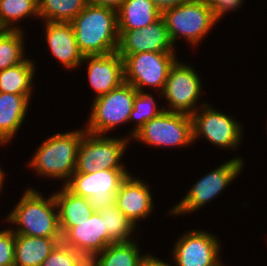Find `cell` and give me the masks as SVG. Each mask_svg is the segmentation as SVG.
<instances>
[{"mask_svg": "<svg viewBox=\"0 0 267 266\" xmlns=\"http://www.w3.org/2000/svg\"><path fill=\"white\" fill-rule=\"evenodd\" d=\"M71 23L79 50L84 56L117 51L119 32L115 10L87 4Z\"/></svg>", "mask_w": 267, "mask_h": 266, "instance_id": "6da1fadb", "label": "cell"}, {"mask_svg": "<svg viewBox=\"0 0 267 266\" xmlns=\"http://www.w3.org/2000/svg\"><path fill=\"white\" fill-rule=\"evenodd\" d=\"M7 221L18 225L17 230H13L15 234L62 238L54 195L45 199L38 191L26 190Z\"/></svg>", "mask_w": 267, "mask_h": 266, "instance_id": "7a4b0ae2", "label": "cell"}, {"mask_svg": "<svg viewBox=\"0 0 267 266\" xmlns=\"http://www.w3.org/2000/svg\"><path fill=\"white\" fill-rule=\"evenodd\" d=\"M86 129L57 133L45 140L29 162L39 175L71 179L77 163V152ZM68 178V179H67Z\"/></svg>", "mask_w": 267, "mask_h": 266, "instance_id": "3957f363", "label": "cell"}, {"mask_svg": "<svg viewBox=\"0 0 267 266\" xmlns=\"http://www.w3.org/2000/svg\"><path fill=\"white\" fill-rule=\"evenodd\" d=\"M162 17L173 44L179 35L193 45L198 44L217 23L211 6L199 0H189L166 9Z\"/></svg>", "mask_w": 267, "mask_h": 266, "instance_id": "277c9868", "label": "cell"}, {"mask_svg": "<svg viewBox=\"0 0 267 266\" xmlns=\"http://www.w3.org/2000/svg\"><path fill=\"white\" fill-rule=\"evenodd\" d=\"M124 62V81L141 92L145 86L160 88L165 86L169 71L176 61L174 52H140L119 54Z\"/></svg>", "mask_w": 267, "mask_h": 266, "instance_id": "5b68a950", "label": "cell"}, {"mask_svg": "<svg viewBox=\"0 0 267 266\" xmlns=\"http://www.w3.org/2000/svg\"><path fill=\"white\" fill-rule=\"evenodd\" d=\"M137 90L123 82L109 93L94 98L86 132L103 135L117 125L129 122Z\"/></svg>", "mask_w": 267, "mask_h": 266, "instance_id": "8992f818", "label": "cell"}, {"mask_svg": "<svg viewBox=\"0 0 267 266\" xmlns=\"http://www.w3.org/2000/svg\"><path fill=\"white\" fill-rule=\"evenodd\" d=\"M129 138L105 137L86 132L79 144L75 172L92 173L96 170L125 169L120 160Z\"/></svg>", "mask_w": 267, "mask_h": 266, "instance_id": "52a82bcc", "label": "cell"}, {"mask_svg": "<svg viewBox=\"0 0 267 266\" xmlns=\"http://www.w3.org/2000/svg\"><path fill=\"white\" fill-rule=\"evenodd\" d=\"M152 146H188L193 143L192 117L164 111L147 121L133 136Z\"/></svg>", "mask_w": 267, "mask_h": 266, "instance_id": "ba28073f", "label": "cell"}, {"mask_svg": "<svg viewBox=\"0 0 267 266\" xmlns=\"http://www.w3.org/2000/svg\"><path fill=\"white\" fill-rule=\"evenodd\" d=\"M241 157L228 160L197 181L184 198L169 211L173 215L192 213L221 193L243 168Z\"/></svg>", "mask_w": 267, "mask_h": 266, "instance_id": "9c48e42d", "label": "cell"}, {"mask_svg": "<svg viewBox=\"0 0 267 266\" xmlns=\"http://www.w3.org/2000/svg\"><path fill=\"white\" fill-rule=\"evenodd\" d=\"M202 86L200 77L195 70L178 60L172 65L165 82L162 95L169 102L165 111L193 115L198 97L201 96ZM196 108V109H195Z\"/></svg>", "mask_w": 267, "mask_h": 266, "instance_id": "30bf717a", "label": "cell"}, {"mask_svg": "<svg viewBox=\"0 0 267 266\" xmlns=\"http://www.w3.org/2000/svg\"><path fill=\"white\" fill-rule=\"evenodd\" d=\"M203 107L191 116L193 142L201 135L219 148L236 149L243 134L240 123L207 104Z\"/></svg>", "mask_w": 267, "mask_h": 266, "instance_id": "8fae6325", "label": "cell"}, {"mask_svg": "<svg viewBox=\"0 0 267 266\" xmlns=\"http://www.w3.org/2000/svg\"><path fill=\"white\" fill-rule=\"evenodd\" d=\"M129 174L126 169L74 172L64 186L74 195L88 198L98 205L113 201L122 181Z\"/></svg>", "mask_w": 267, "mask_h": 266, "instance_id": "7c38bea8", "label": "cell"}, {"mask_svg": "<svg viewBox=\"0 0 267 266\" xmlns=\"http://www.w3.org/2000/svg\"><path fill=\"white\" fill-rule=\"evenodd\" d=\"M220 242L205 231L191 230L176 242L173 260L176 266H223L218 254Z\"/></svg>", "mask_w": 267, "mask_h": 266, "instance_id": "4fadbf2b", "label": "cell"}, {"mask_svg": "<svg viewBox=\"0 0 267 266\" xmlns=\"http://www.w3.org/2000/svg\"><path fill=\"white\" fill-rule=\"evenodd\" d=\"M119 54L140 52H175L165 20L161 16L149 26L119 32Z\"/></svg>", "mask_w": 267, "mask_h": 266, "instance_id": "5bb4252c", "label": "cell"}, {"mask_svg": "<svg viewBox=\"0 0 267 266\" xmlns=\"http://www.w3.org/2000/svg\"><path fill=\"white\" fill-rule=\"evenodd\" d=\"M88 61V79L96 93L101 97L120 86L124 81V62L119 53L106 55L84 56L83 62Z\"/></svg>", "mask_w": 267, "mask_h": 266, "instance_id": "9a60e30c", "label": "cell"}, {"mask_svg": "<svg viewBox=\"0 0 267 266\" xmlns=\"http://www.w3.org/2000/svg\"><path fill=\"white\" fill-rule=\"evenodd\" d=\"M148 185L133 175H127L122 181L113 202L136 226V221L148 217L153 202Z\"/></svg>", "mask_w": 267, "mask_h": 266, "instance_id": "2e32d148", "label": "cell"}, {"mask_svg": "<svg viewBox=\"0 0 267 266\" xmlns=\"http://www.w3.org/2000/svg\"><path fill=\"white\" fill-rule=\"evenodd\" d=\"M45 38L52 55L63 63L64 67L81 66L84 55L79 50L71 22L46 21Z\"/></svg>", "mask_w": 267, "mask_h": 266, "instance_id": "e0dca14e", "label": "cell"}, {"mask_svg": "<svg viewBox=\"0 0 267 266\" xmlns=\"http://www.w3.org/2000/svg\"><path fill=\"white\" fill-rule=\"evenodd\" d=\"M64 245L71 248H91L102 251L108 245L114 243L105 229L104 219L95 211L88 220L76 223L63 236Z\"/></svg>", "mask_w": 267, "mask_h": 266, "instance_id": "ac0fdd59", "label": "cell"}, {"mask_svg": "<svg viewBox=\"0 0 267 266\" xmlns=\"http://www.w3.org/2000/svg\"><path fill=\"white\" fill-rule=\"evenodd\" d=\"M54 198L58 207L59 227L63 236L70 228L88 220L97 210V205L90 199L74 195L64 185Z\"/></svg>", "mask_w": 267, "mask_h": 266, "instance_id": "d6986e66", "label": "cell"}, {"mask_svg": "<svg viewBox=\"0 0 267 266\" xmlns=\"http://www.w3.org/2000/svg\"><path fill=\"white\" fill-rule=\"evenodd\" d=\"M62 238L15 234L14 266H41Z\"/></svg>", "mask_w": 267, "mask_h": 266, "instance_id": "ffe728a7", "label": "cell"}, {"mask_svg": "<svg viewBox=\"0 0 267 266\" xmlns=\"http://www.w3.org/2000/svg\"><path fill=\"white\" fill-rule=\"evenodd\" d=\"M31 95L0 92V140L7 143L25 120Z\"/></svg>", "mask_w": 267, "mask_h": 266, "instance_id": "44dd1931", "label": "cell"}, {"mask_svg": "<svg viewBox=\"0 0 267 266\" xmlns=\"http://www.w3.org/2000/svg\"><path fill=\"white\" fill-rule=\"evenodd\" d=\"M161 16L162 12L150 0H124L117 11L118 32L149 26Z\"/></svg>", "mask_w": 267, "mask_h": 266, "instance_id": "7402d4cb", "label": "cell"}, {"mask_svg": "<svg viewBox=\"0 0 267 266\" xmlns=\"http://www.w3.org/2000/svg\"><path fill=\"white\" fill-rule=\"evenodd\" d=\"M35 65L30 59L0 71V92L16 95H32Z\"/></svg>", "mask_w": 267, "mask_h": 266, "instance_id": "603a6c76", "label": "cell"}, {"mask_svg": "<svg viewBox=\"0 0 267 266\" xmlns=\"http://www.w3.org/2000/svg\"><path fill=\"white\" fill-rule=\"evenodd\" d=\"M104 219L105 229L108 237L114 242H129L130 235L134 232L135 225L125 216V214L111 201L97 205L96 210Z\"/></svg>", "mask_w": 267, "mask_h": 266, "instance_id": "cb8c5ba5", "label": "cell"}, {"mask_svg": "<svg viewBox=\"0 0 267 266\" xmlns=\"http://www.w3.org/2000/svg\"><path fill=\"white\" fill-rule=\"evenodd\" d=\"M140 253L134 240L112 243L101 251L100 266H142L147 255Z\"/></svg>", "mask_w": 267, "mask_h": 266, "instance_id": "d4e9b609", "label": "cell"}, {"mask_svg": "<svg viewBox=\"0 0 267 266\" xmlns=\"http://www.w3.org/2000/svg\"><path fill=\"white\" fill-rule=\"evenodd\" d=\"M87 4V0H38L39 17L45 22H71Z\"/></svg>", "mask_w": 267, "mask_h": 266, "instance_id": "484cf974", "label": "cell"}, {"mask_svg": "<svg viewBox=\"0 0 267 266\" xmlns=\"http://www.w3.org/2000/svg\"><path fill=\"white\" fill-rule=\"evenodd\" d=\"M28 15L39 17L38 0H0V27L3 30H20L21 27L13 23Z\"/></svg>", "mask_w": 267, "mask_h": 266, "instance_id": "4316f807", "label": "cell"}, {"mask_svg": "<svg viewBox=\"0 0 267 266\" xmlns=\"http://www.w3.org/2000/svg\"><path fill=\"white\" fill-rule=\"evenodd\" d=\"M23 31L2 30L0 32V71L23 62Z\"/></svg>", "mask_w": 267, "mask_h": 266, "instance_id": "83f0119b", "label": "cell"}, {"mask_svg": "<svg viewBox=\"0 0 267 266\" xmlns=\"http://www.w3.org/2000/svg\"><path fill=\"white\" fill-rule=\"evenodd\" d=\"M165 111V107L162 109L157 108V104L150 93L144 91H137L134 101L133 109L130 113L129 121L136 122V126L130 135H128L129 140L133 138L134 134L150 119L157 117L162 112ZM136 120V121H135Z\"/></svg>", "mask_w": 267, "mask_h": 266, "instance_id": "f1b7e54d", "label": "cell"}, {"mask_svg": "<svg viewBox=\"0 0 267 266\" xmlns=\"http://www.w3.org/2000/svg\"><path fill=\"white\" fill-rule=\"evenodd\" d=\"M41 266H75L72 248L60 242L43 261Z\"/></svg>", "mask_w": 267, "mask_h": 266, "instance_id": "f546056e", "label": "cell"}, {"mask_svg": "<svg viewBox=\"0 0 267 266\" xmlns=\"http://www.w3.org/2000/svg\"><path fill=\"white\" fill-rule=\"evenodd\" d=\"M15 233L12 229L0 231V266H14Z\"/></svg>", "mask_w": 267, "mask_h": 266, "instance_id": "4dcf8cb0", "label": "cell"}, {"mask_svg": "<svg viewBox=\"0 0 267 266\" xmlns=\"http://www.w3.org/2000/svg\"><path fill=\"white\" fill-rule=\"evenodd\" d=\"M72 250L75 266H100L101 251L86 247L72 248Z\"/></svg>", "mask_w": 267, "mask_h": 266, "instance_id": "1f68e13d", "label": "cell"}, {"mask_svg": "<svg viewBox=\"0 0 267 266\" xmlns=\"http://www.w3.org/2000/svg\"><path fill=\"white\" fill-rule=\"evenodd\" d=\"M244 0H217L212 6L213 14L216 21L221 19V17L227 13V11H234L236 8L243 4Z\"/></svg>", "mask_w": 267, "mask_h": 266, "instance_id": "d6a6232c", "label": "cell"}, {"mask_svg": "<svg viewBox=\"0 0 267 266\" xmlns=\"http://www.w3.org/2000/svg\"><path fill=\"white\" fill-rule=\"evenodd\" d=\"M124 0H87L88 4L110 8L116 12L121 8Z\"/></svg>", "mask_w": 267, "mask_h": 266, "instance_id": "836d02e7", "label": "cell"}, {"mask_svg": "<svg viewBox=\"0 0 267 266\" xmlns=\"http://www.w3.org/2000/svg\"><path fill=\"white\" fill-rule=\"evenodd\" d=\"M161 12L166 9L181 5L189 0H150Z\"/></svg>", "mask_w": 267, "mask_h": 266, "instance_id": "e575fe53", "label": "cell"}, {"mask_svg": "<svg viewBox=\"0 0 267 266\" xmlns=\"http://www.w3.org/2000/svg\"><path fill=\"white\" fill-rule=\"evenodd\" d=\"M142 266H172L162 260H159L153 255H148L144 259Z\"/></svg>", "mask_w": 267, "mask_h": 266, "instance_id": "d590c367", "label": "cell"}, {"mask_svg": "<svg viewBox=\"0 0 267 266\" xmlns=\"http://www.w3.org/2000/svg\"><path fill=\"white\" fill-rule=\"evenodd\" d=\"M3 179H5L4 178V172H3V170L0 167V190L2 189V186H3L2 184H4V183H2L4 181Z\"/></svg>", "mask_w": 267, "mask_h": 266, "instance_id": "8d00e7d4", "label": "cell"}, {"mask_svg": "<svg viewBox=\"0 0 267 266\" xmlns=\"http://www.w3.org/2000/svg\"><path fill=\"white\" fill-rule=\"evenodd\" d=\"M199 1H202L205 4L212 6L217 0H199Z\"/></svg>", "mask_w": 267, "mask_h": 266, "instance_id": "74e56055", "label": "cell"}]
</instances>
